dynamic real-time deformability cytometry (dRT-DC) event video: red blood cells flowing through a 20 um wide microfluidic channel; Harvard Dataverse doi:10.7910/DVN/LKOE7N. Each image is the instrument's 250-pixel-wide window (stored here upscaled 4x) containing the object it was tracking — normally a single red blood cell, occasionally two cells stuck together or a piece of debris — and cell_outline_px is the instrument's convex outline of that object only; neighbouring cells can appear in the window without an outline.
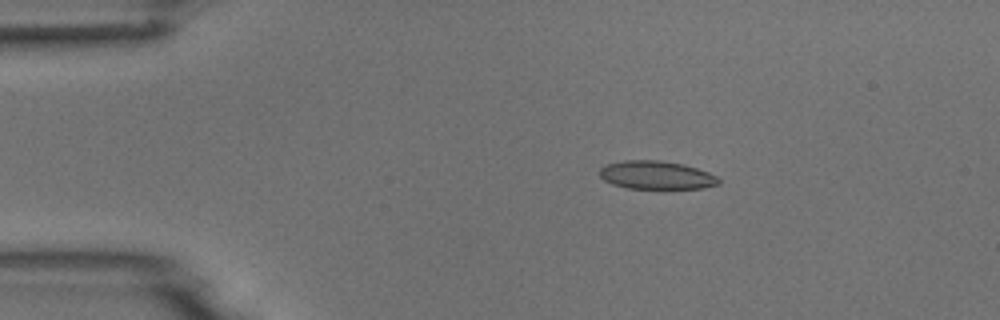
{"species": "common noctule bat (a hibernating species)", "species_latin": "Nyctalus noctula", "temperature_condition": "room temperature", "stored_images_in_passage": 4, "camera_frame_rate_fps": 3000, "um_per_image_px": 0.085, "animal": {"sex": "male", "body_mass_g": 18.8}, "frame": {"image": 1, "passage_image": 2, "time_ms": 2.333, "image_size_px": [1000, 320], "cell_outline_px": [[720, 184], [704, 188], [628, 188], [612, 184], [604, 180], [600, 176], [600, 168], [604, 164], [624, 160], [660, 160], [684, 164], [708, 172], [716, 176], [720, 180]], "centroid_in_image_um": [55.78, 14.87], "position_along_channel_um": 29.2, "area_um2": 19.65}}